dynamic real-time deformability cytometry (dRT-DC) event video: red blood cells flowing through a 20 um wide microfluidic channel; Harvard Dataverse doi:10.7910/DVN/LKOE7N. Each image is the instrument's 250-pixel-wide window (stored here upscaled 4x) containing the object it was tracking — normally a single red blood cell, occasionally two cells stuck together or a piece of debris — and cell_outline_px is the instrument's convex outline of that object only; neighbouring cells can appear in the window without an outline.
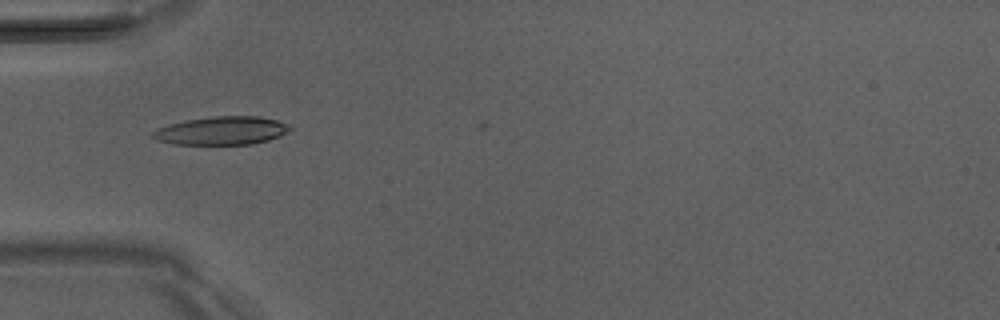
{"species": "Egyptian fruit bat (a non-hibernating species)", "species_latin": "Rousettus aegyptiacus", "temperature_condition": "room temperature", "stored_images_in_passage": 30, "camera_frame_rate_fps": 3000, "um_per_image_px": 0.085, "animal": {"sex": "male"}, "frame": {"image": 1, "passage_image": 1, "time_ms": 0.0, "image_size_px": [1000, 320], "cell_outline_px": [[292, 128], [280, 136], [268, 140], [252, 144], [172, 144], [156, 140], [152, 136], [152, 132], [160, 128], [172, 124], [188, 120], [216, 116], [256, 116], [276, 120], [288, 124]], "centroid_in_image_um": [18.87, 11.11], "position_along_channel_um": 66.1, "area_um2": 22.25}}
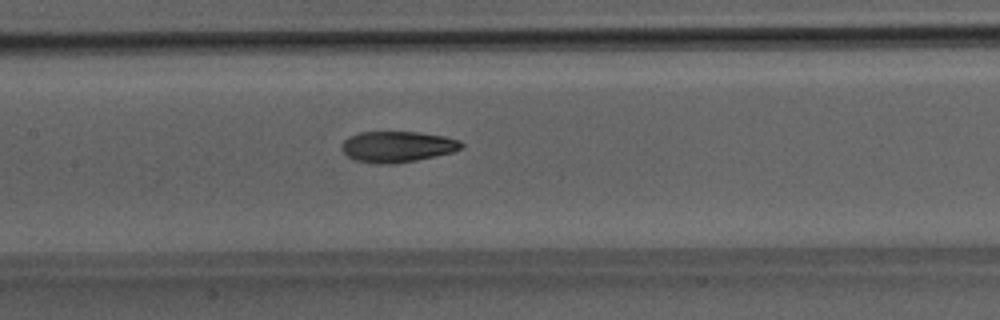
{"frame": {"image": 2, "passage_image": 9, "time_ms": 2.667, "image_size_px": [1000, 320], "cell_outline_px": [[464, 144], [460, 148], [452, 152], [416, 160], [396, 164], [372, 164], [352, 160], [340, 148], [344, 140], [348, 136], [360, 132], [420, 132], [444, 136], [460, 140]], "centroid_in_image_um": [33.73, 12.47], "position_along_channel_um": 173.7, "area_um2": 21.79}}
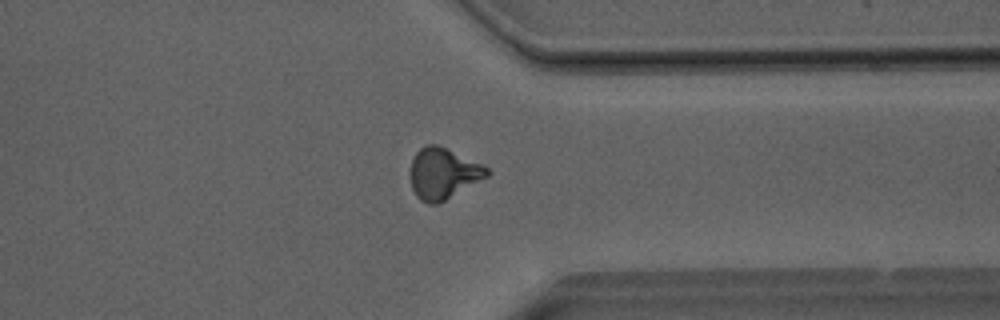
{"frame": {"image": 3, "passage_image": 24, "time_ms": 7.667, "image_size_px": [1000, 320], "cell_outline_px": [[492, 172], [488, 176], [444, 200], [436, 204], [428, 204], [420, 200], [416, 196], [412, 188], [408, 172], [412, 160], [416, 152], [420, 148], [428, 144], [436, 144], [484, 164]], "centroid_in_image_um": [37.65, 14.73], "position_along_channel_um": 373.8, "area_um2": 22.89}}